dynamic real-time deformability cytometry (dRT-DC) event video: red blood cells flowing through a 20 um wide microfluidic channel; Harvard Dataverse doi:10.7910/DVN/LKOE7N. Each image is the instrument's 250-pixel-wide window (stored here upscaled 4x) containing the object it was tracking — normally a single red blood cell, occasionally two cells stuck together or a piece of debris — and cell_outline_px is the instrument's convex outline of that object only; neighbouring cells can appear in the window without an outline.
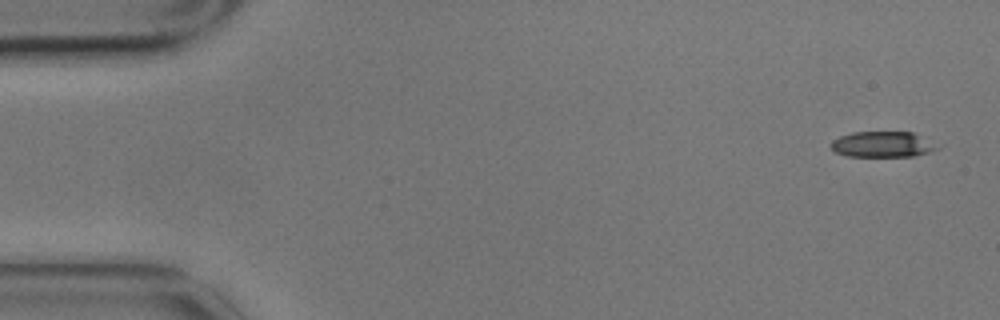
{"species": "common noctule bat (a hibernating species)", "species_latin": "Nyctalus noctula", "temperature_condition": "cold", "stored_images_in_passage": 14, "camera_frame_rate_fps": 3000, "um_per_image_px": 0.085, "animal": {"sex": "male", "body_mass_g": 17.9}, "frame": {"image": 1, "passage_image": 1, "time_ms": 0.0, "image_size_px": [1000, 320], "cell_outline_px": [[944, 144], [940, 148], [928, 152], [912, 156], [848, 156], [836, 152], [832, 148], [832, 140], [840, 136], [852, 132], [912, 132]], "centroid_in_image_um": [75.13, 12.26], "position_along_channel_um": 9.9, "area_um2": 16.13}}
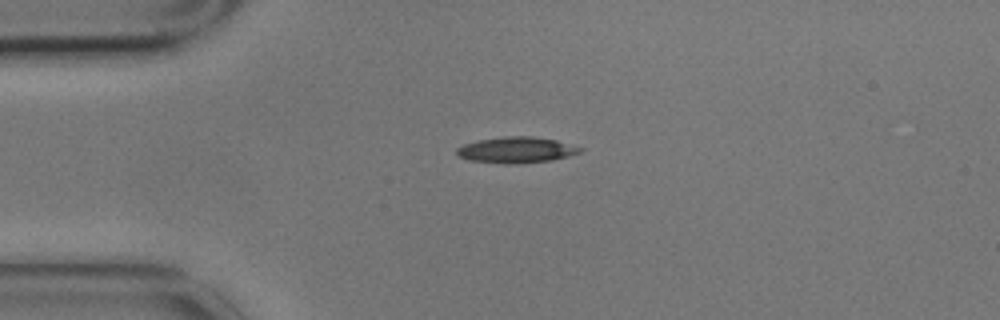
{"frame": {"image": 2, "passage_image": 3, "time_ms": 0.667, "image_size_px": [1000, 320], "cell_outline_px": [[584, 148], [580, 152], [568, 156], [552, 160], [512, 164], [468, 160], [460, 156], [456, 152], [456, 148], [464, 144], [476, 140], [504, 136], [532, 136], [556, 140]], "centroid_in_image_um": [43.88, 12.73], "position_along_channel_um": 41.1, "area_um2": 18.61}}
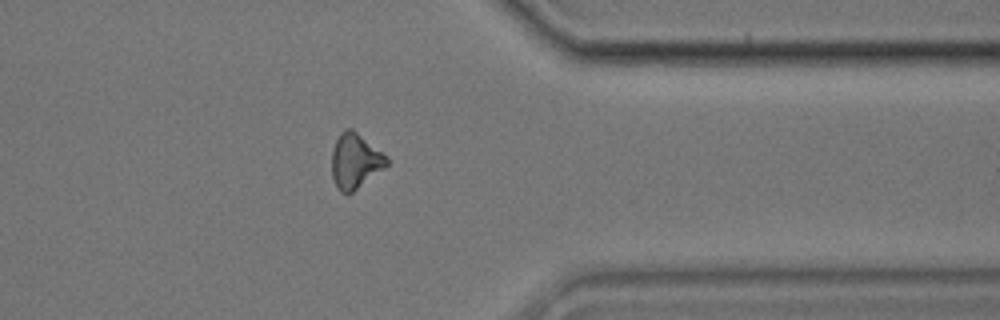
{"frame": {"image": 3, "passage_image": 12, "time_ms": 3.667, "image_size_px": [1000, 320], "cell_outline_px": [[392, 160], [388, 164], [352, 192], [340, 192], [336, 188], [332, 176], [332, 148], [340, 132], [344, 128], [352, 128]], "centroid_in_image_um": [30.17, 13.65], "position_along_channel_um": 381.2, "area_um2": 17.51}}